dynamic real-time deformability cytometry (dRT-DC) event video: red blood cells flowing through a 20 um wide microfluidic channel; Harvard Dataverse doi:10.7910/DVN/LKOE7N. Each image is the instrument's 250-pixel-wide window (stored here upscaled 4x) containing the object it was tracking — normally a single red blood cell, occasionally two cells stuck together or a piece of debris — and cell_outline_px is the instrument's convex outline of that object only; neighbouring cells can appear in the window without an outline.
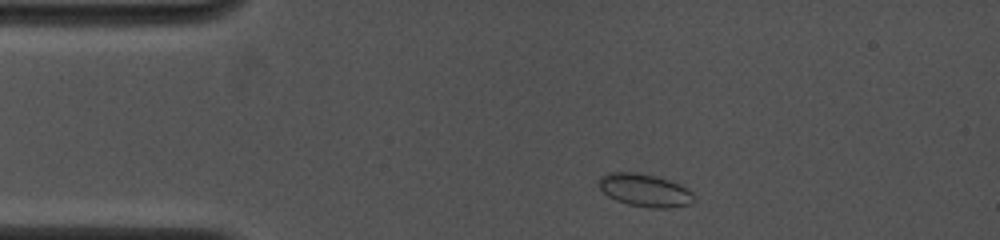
{"species": "common noctule bat (a hibernating species)", "species_latin": "Nyctalus noctula", "temperature_condition": "cold", "stored_images_in_passage": 15, "camera_frame_rate_fps": 4000, "um_per_image_px": 0.085, "animal": {"sex": "female", "body_mass_g": 19.0, "forearm_length_mm": 53.3}, "frame": {"image": 1, "passage_image": 2, "time_ms": 0.75, "image_size_px": [1000, 240], "cell_outline_px": [[692, 204], [672, 208], [648, 208], [628, 204], [616, 200], [608, 196], [596, 184], [596, 180], [600, 176], [612, 172], [636, 172], [656, 176], [668, 180], [692, 192]], "centroid_in_image_um": [54.74, 16.17], "position_along_channel_um": 30.3, "area_um2": 18.15}}
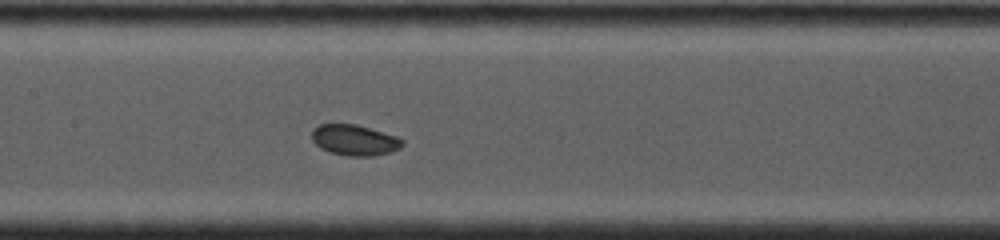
{"frame": {"image": 2, "passage_image": 9, "time_ms": 5.5, "image_size_px": [1000, 240], "cell_outline_px": [[404, 144], [400, 148], [392, 152], [372, 156], [348, 156], [328, 152], [320, 148], [312, 140], [312, 128], [320, 124], [356, 124], [396, 136], [404, 140]], "centroid_in_image_um": [30.13, 11.91], "position_along_channel_um": 177.3, "area_um2": 16.36}}
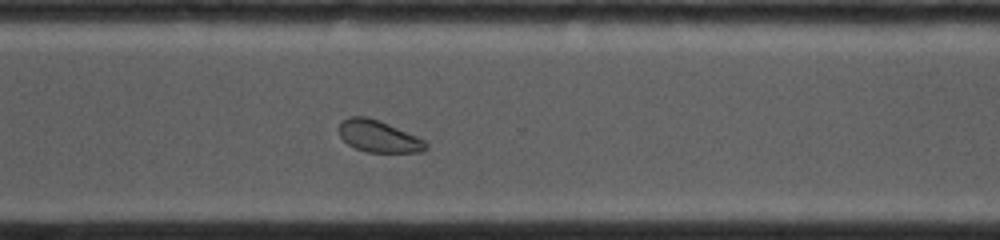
{"frame": {"image": 3, "passage_image": 15, "time_ms": 9.5, "image_size_px": [1000, 240], "cell_outline_px": [[428, 148], [424, 152], [368, 152], [356, 148], [348, 144], [340, 136], [340, 124], [348, 116], [368, 116], [388, 124], [416, 136], [424, 140], [428, 144]], "centroid_in_image_um": [32.2, 11.59], "position_along_channel_um": 338.4, "area_um2": 15.95}}